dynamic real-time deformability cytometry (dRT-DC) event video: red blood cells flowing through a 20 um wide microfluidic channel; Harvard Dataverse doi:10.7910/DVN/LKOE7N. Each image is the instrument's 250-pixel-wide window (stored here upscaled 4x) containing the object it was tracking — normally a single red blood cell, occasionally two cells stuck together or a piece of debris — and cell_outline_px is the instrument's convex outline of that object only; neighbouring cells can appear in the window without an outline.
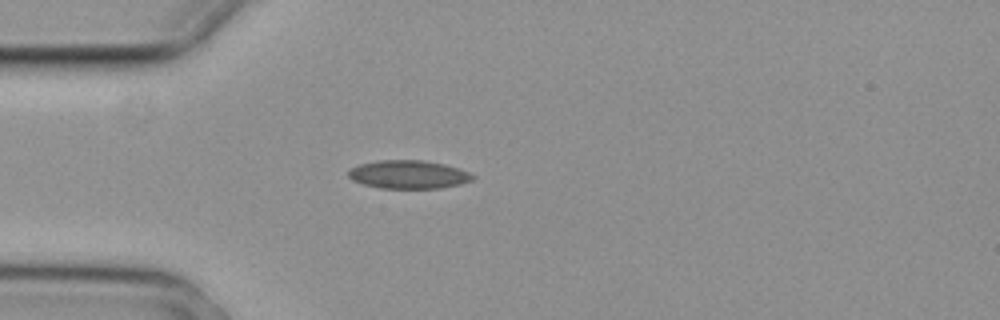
{"species": "common noctule bat (a hibernating species)", "species_latin": "Nyctalus noctula", "temperature_condition": "cold", "stored_images_in_passage": 4, "camera_frame_rate_fps": 3000, "um_per_image_px": 0.085, "animal": {"sex": "female", "body_mass_g": 29.2, "forearm_length_mm": 56.3}, "frame": {"image": 1, "passage_image": 4, "time_ms": 1.0, "image_size_px": [1000, 320], "cell_outline_px": [[476, 176], [472, 180], [460, 184], [440, 188], [380, 188], [364, 184], [352, 180], [348, 176], [348, 172], [352, 168], [360, 164], [380, 160], [424, 160], [444, 164], [468, 172]], "centroid_in_image_um": [34.72, 14.83], "position_along_channel_um": 50.3, "area_um2": 20.35}}